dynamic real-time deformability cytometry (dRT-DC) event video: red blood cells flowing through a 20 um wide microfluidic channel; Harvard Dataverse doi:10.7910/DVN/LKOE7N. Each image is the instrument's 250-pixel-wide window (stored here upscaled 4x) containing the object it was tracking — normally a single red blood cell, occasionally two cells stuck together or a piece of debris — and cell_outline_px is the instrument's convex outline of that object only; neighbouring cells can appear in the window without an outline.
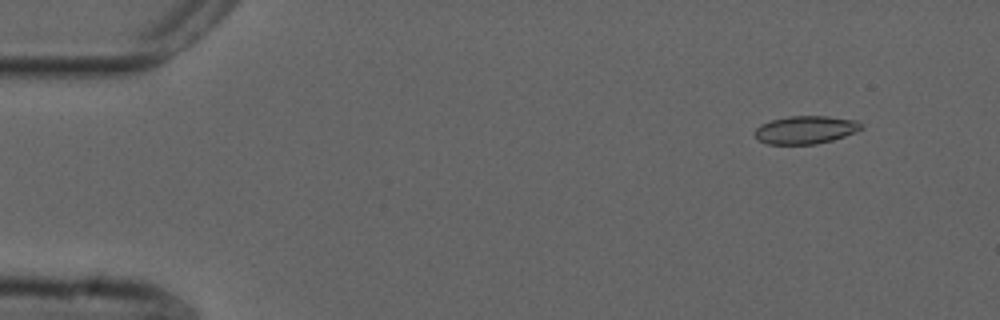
{"species": "common noctule bat (a hibernating species)", "species_latin": "Nyctalus noctula", "temperature_condition": "cold", "stored_images_in_passage": 4, "camera_frame_rate_fps": 3000, "um_per_image_px": 0.085, "animal": {"sex": "male", "forearm_length_mm": 52.5}, "frame": {"image": 1, "passage_image": 1, "time_ms": 0.0, "image_size_px": [1000, 320], "cell_outline_px": [[864, 128], [856, 132], [832, 140], [816, 144], [768, 144], [760, 140], [752, 132], [760, 124], [772, 120], [788, 116], [828, 116], [856, 120], [864, 124]], "centroid_in_image_um": [68.5, 11.03], "position_along_channel_um": 16.5, "area_um2": 17.46}}
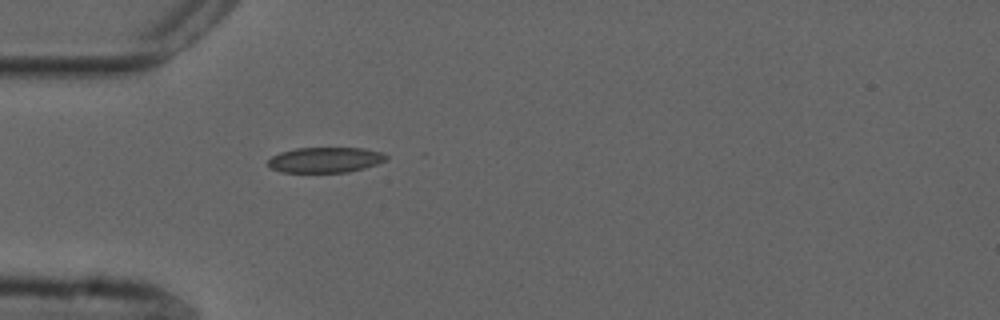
{"frame": {"image": 2, "passage_image": 4, "time_ms": 1.0, "image_size_px": [1000, 320], "cell_outline_px": [[388, 160], [364, 168], [348, 172], [280, 172], [272, 168], [268, 164], [268, 160], [272, 156], [280, 152], [296, 148], [364, 148], [380, 152], [388, 156]], "centroid_in_image_um": [27.66, 13.59], "position_along_channel_um": 57.3, "area_um2": 17.46}}